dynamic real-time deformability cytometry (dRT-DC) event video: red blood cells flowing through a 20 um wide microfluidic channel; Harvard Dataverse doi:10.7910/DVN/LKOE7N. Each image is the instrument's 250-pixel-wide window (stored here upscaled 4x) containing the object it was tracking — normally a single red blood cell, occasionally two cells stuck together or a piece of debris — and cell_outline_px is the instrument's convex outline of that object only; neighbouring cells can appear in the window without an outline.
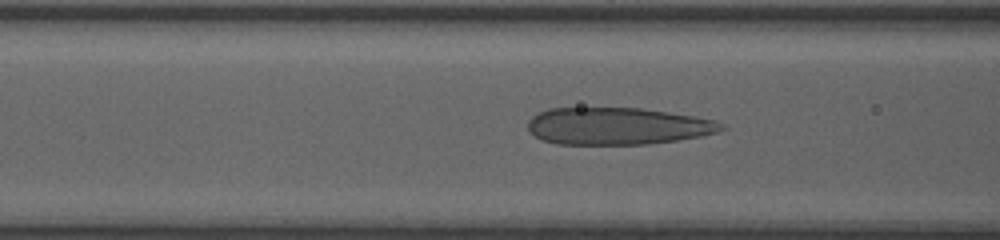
{"species": "human", "species_latin": "Homo sapiens", "temperature_condition": "room temperature", "stored_images_in_passage": 38, "camera_frame_rate_fps": 3000, "um_per_image_px": 0.085, "donor": {"sex": "female"}, "frame": {"image": 1, "passage_image": 11, "time_ms": 3.667, "image_size_px": [1000, 240], "cell_outline_px": [[728, 128], [716, 132], [700, 136], [676, 140], [644, 144], [556, 144], [540, 140], [528, 132], [528, 120], [532, 116], [548, 108], [640, 108], [692, 116], [716, 120], [724, 124]], "centroid_in_image_um": [52.44, 10.72], "position_along_channel_um": 114.2, "area_um2": 41.91}}
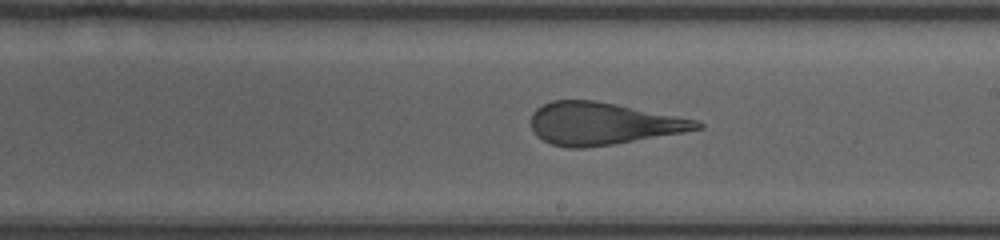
{"frame": {"image": 2, "passage_image": 20, "time_ms": 6.667, "image_size_px": [1000, 240], "cell_outline_px": [[704, 128], [684, 132], [612, 144], [584, 148], [568, 148], [552, 144], [536, 136], [532, 128], [532, 112], [536, 108], [552, 100], [596, 100], [696, 120], [704, 124]], "centroid_in_image_um": [51.21, 10.5], "position_along_channel_um": 237.8, "area_um2": 40.58}}
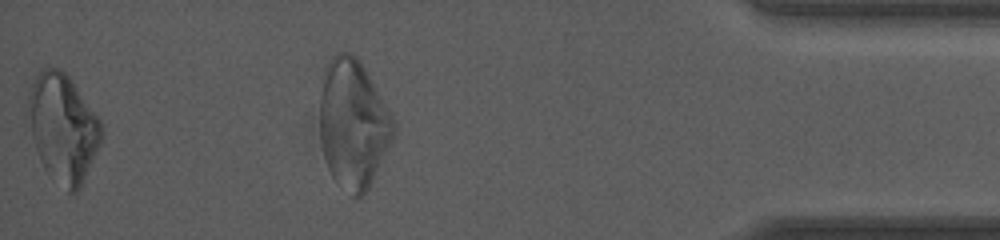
{"frame": {"image": 3, "passage_image": 37, "time_ms": 11.667, "image_size_px": [1000, 240], "cell_outline_px": [[100, 144], [80, 188], [76, 192], [68, 192], [48, 176], [40, 160], [24, 120], [24, 112], [28, 92], [40, 68], [56, 68], [64, 72], [68, 76], [100, 120]], "centroid_in_image_um": [5.25, 10.88], "position_along_channel_um": 429.9, "area_um2": 46.47}, "authors_computed_cell_mechanics": {"area_um2": 43.639, "velocity_mm_per_s": 4.1012, "shape_relaxation_time_tau1_ms": 5.5743, "shape_relaxation_time_tau2_ms": 0.9344, "deformation_change_tau1": 0.2054, "deformation_change_tau2": 0.1056}}